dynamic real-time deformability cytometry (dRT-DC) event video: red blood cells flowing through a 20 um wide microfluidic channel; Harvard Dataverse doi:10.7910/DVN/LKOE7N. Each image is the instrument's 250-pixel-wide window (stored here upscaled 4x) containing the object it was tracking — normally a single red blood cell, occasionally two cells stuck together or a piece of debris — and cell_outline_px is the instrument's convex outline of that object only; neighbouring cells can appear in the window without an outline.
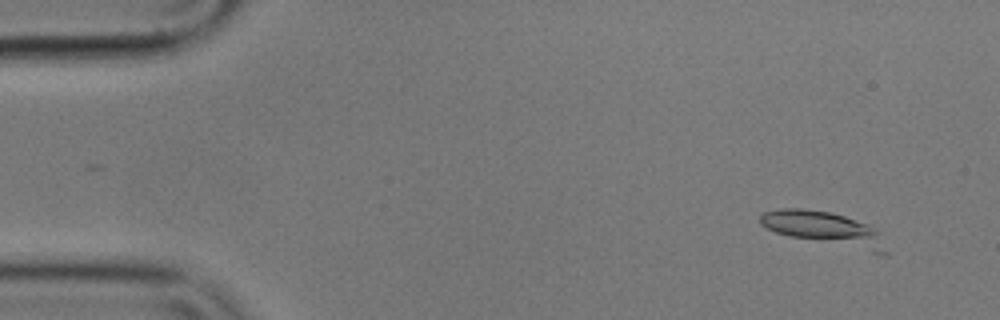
{"species": "common noctule bat (a hibernating species)", "species_latin": "Nyctalus noctula", "temperature_condition": "cold", "stored_images_in_passage": 5, "camera_frame_rate_fps": 3000, "um_per_image_px": 0.085, "animal": {"sex": "male", "body_mass_g": 17.9}, "frame": {"image": 1, "passage_image": 1, "time_ms": 0.0, "image_size_px": [1000, 320], "cell_outline_px": [[888, 256], [880, 256], [788, 236], [776, 232], [760, 224], [760, 216], [764, 212], [784, 208], [804, 208], [832, 212], [868, 224], [880, 232], [888, 252]], "centroid_in_image_um": [70.18, 19.49], "position_along_channel_um": 14.8, "area_um2": 25.43}}
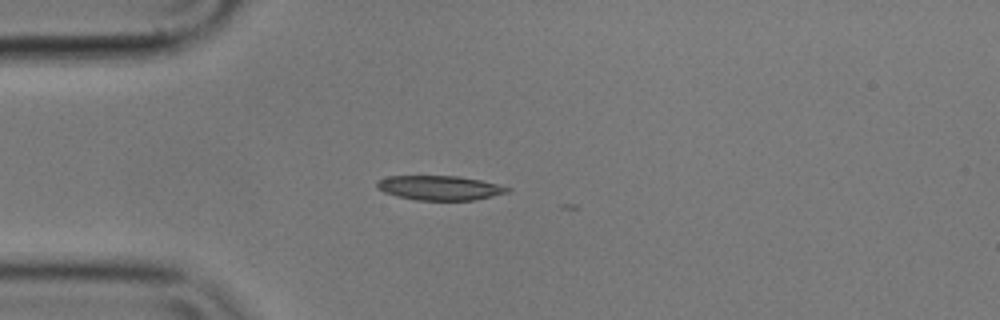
{"frame": {"image": 2, "passage_image": 4, "time_ms": 1.0, "image_size_px": [1000, 320], "cell_outline_px": [[512, 188], [508, 192], [476, 200], [416, 200], [396, 196], [384, 192], [376, 188], [376, 180], [388, 176], [456, 176], [480, 180]], "centroid_in_image_um": [37.33, 15.97], "position_along_channel_um": 47.7, "area_um2": 18.61}}